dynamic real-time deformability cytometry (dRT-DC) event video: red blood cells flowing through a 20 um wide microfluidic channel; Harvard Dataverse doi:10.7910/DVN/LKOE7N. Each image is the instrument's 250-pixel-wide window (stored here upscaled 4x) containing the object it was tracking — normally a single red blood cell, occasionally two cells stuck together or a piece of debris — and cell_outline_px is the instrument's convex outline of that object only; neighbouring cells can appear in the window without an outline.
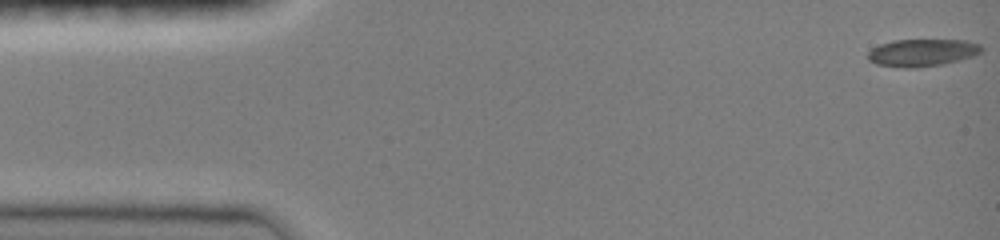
{"species": "common noctule bat (a hibernating species)", "species_latin": "Nyctalus noctula", "temperature_condition": "room temperature", "stored_images_in_passage": 8, "camera_frame_rate_fps": 3000, "um_per_image_px": 0.085, "animal": {"sex": "female", "body_mass_g": 19.0, "forearm_length_mm": 51.5}, "frame": {"image": 1, "passage_image": 1, "time_ms": 0.0, "image_size_px": [1000, 240], "cell_outline_px": [[984, 48], [980, 52], [972, 56], [960, 60], [944, 64], [916, 68], [904, 68], [876, 64], [868, 60], [868, 52], [872, 48], [880, 44], [892, 40], [964, 40], [980, 44]], "centroid_in_image_um": [78.38, 4.48], "position_along_channel_um": 6.6, "area_um2": 18.21}}
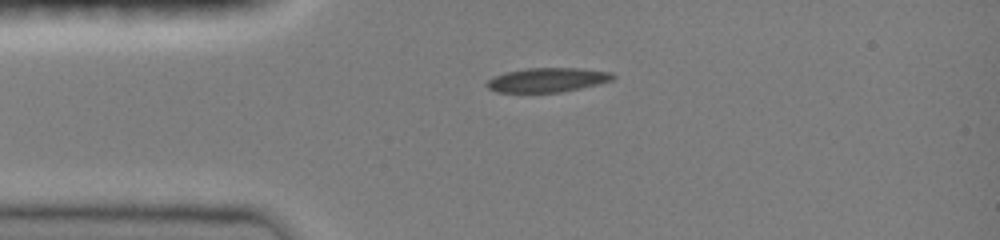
{"frame": {"image": 2, "passage_image": 5, "time_ms": 1.333, "image_size_px": [1000, 240], "cell_outline_px": [[616, 76], [612, 80], [580, 88], [560, 92], [496, 92], [488, 88], [484, 84], [488, 80], [504, 72], [524, 68], [580, 68], [612, 72]], "centroid_in_image_um": [46.51, 6.78], "position_along_channel_um": 38.5, "area_um2": 17.8}}
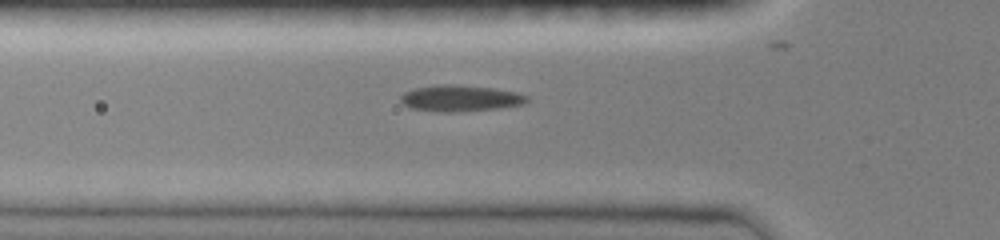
{"frame": {"image": 3, "passage_image": 7, "time_ms": 2.0, "image_size_px": [1000, 240], "cell_outline_px": [[528, 100], [524, 104], [500, 108], [460, 112], [444, 112], [408, 108], [400, 100], [400, 96], [404, 92], [412, 88], [440, 84], [452, 84], [492, 88], [516, 92], [528, 96]], "centroid_in_image_um": [39.1, 8.35], "position_along_channel_um": 86.7, "area_um2": 19.48}}